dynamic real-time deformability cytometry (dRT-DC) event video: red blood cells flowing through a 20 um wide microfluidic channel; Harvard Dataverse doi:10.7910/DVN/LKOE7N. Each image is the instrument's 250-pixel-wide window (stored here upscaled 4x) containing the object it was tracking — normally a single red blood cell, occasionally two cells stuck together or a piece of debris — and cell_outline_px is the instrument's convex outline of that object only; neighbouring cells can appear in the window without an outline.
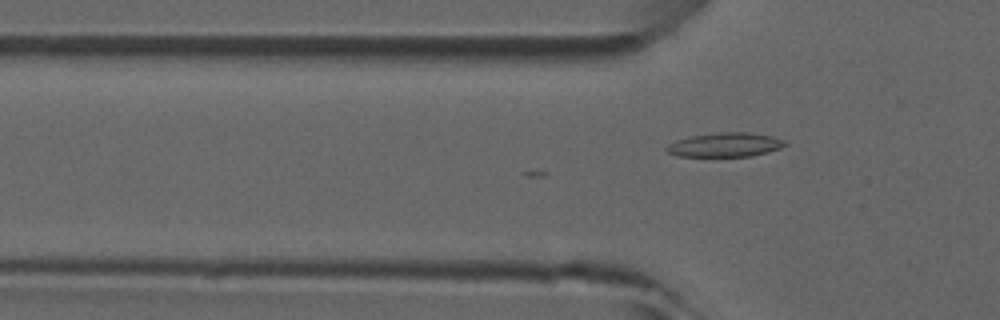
{"species": "common noctule bat (a hibernating species)", "species_latin": "Nyctalus noctula", "temperature_condition": "room temperature", "stored_images_in_passage": 4, "camera_frame_rate_fps": 3000, "um_per_image_px": 0.085, "animal": {"sex": "male", "forearm_length_mm": 52.5}, "frame": {"image": 1, "passage_image": 4, "time_ms": 1.0, "image_size_px": [1000, 320], "cell_outline_px": [[788, 144], [780, 148], [752, 156], [676, 156], [668, 152], [664, 148], [668, 144], [676, 140], [692, 136], [716, 132], [748, 132], [772, 136], [784, 140]], "centroid_in_image_um": [61.63, 12.3], "position_along_channel_um": 64.2, "area_um2": 16.65}}